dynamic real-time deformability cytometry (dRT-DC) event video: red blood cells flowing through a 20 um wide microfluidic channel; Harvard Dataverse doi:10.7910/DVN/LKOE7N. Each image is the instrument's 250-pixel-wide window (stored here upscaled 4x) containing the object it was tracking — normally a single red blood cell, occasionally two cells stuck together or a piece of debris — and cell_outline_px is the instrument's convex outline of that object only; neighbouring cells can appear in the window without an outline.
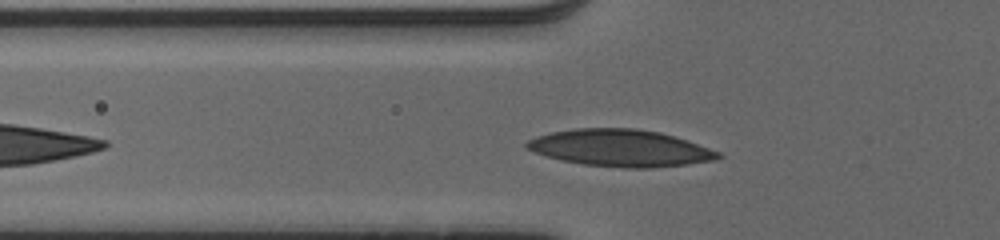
{"species": "human", "species_latin": "Homo sapiens", "temperature_condition": "cold", "stored_images_in_passage": 33, "camera_frame_rate_fps": 3000, "um_per_image_px": 0.085, "donor": {"sex": "male"}, "frame": {"image": 1, "passage_image": 6, "time_ms": 1.667, "image_size_px": [1000, 240], "cell_outline_px": [[724, 156], [716, 160], [688, 164], [652, 168], [624, 168], [584, 164], [560, 160], [524, 148], [524, 144], [528, 140], [536, 136], [552, 132], [576, 128], [636, 128], [660, 132], [676, 136], [720, 152]], "centroid_in_image_um": [52.75, 12.58], "position_along_channel_um": 73.0, "area_um2": 41.33}}
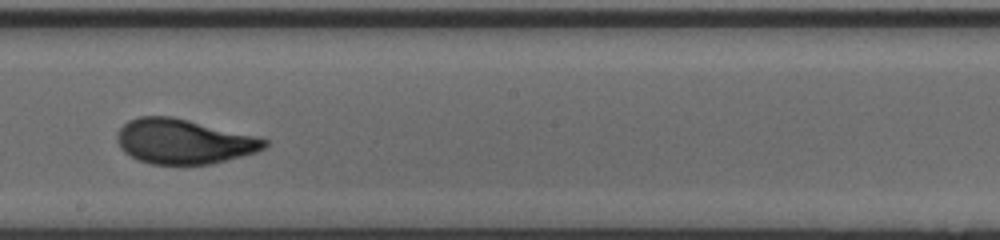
{"frame": {"image": 2, "passage_image": 18, "time_ms": 5.667, "image_size_px": [1000, 240], "cell_outline_px": [[268, 144], [264, 148], [256, 152], [212, 164], [152, 164], [140, 160], [124, 152], [120, 148], [116, 140], [116, 132], [128, 120], [140, 116], [172, 116], [256, 136], [268, 140]], "centroid_in_image_um": [15.59, 12.02], "position_along_channel_um": 232.6, "area_um2": 38.38}}
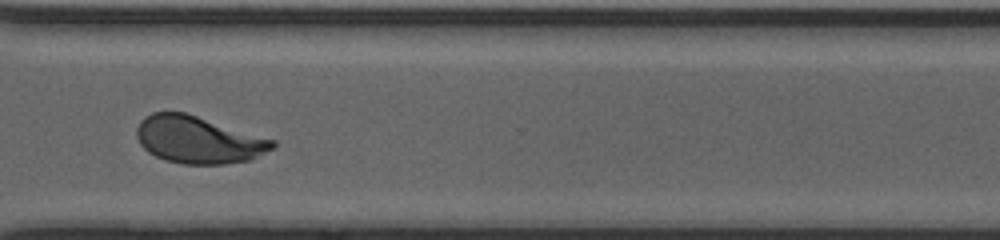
{"frame": {"image": 3, "passage_image": 27, "time_ms": 8.667, "image_size_px": [1000, 240], "cell_outline_px": [[276, 144], [272, 148], [252, 160], [224, 164], [184, 164], [164, 160], [148, 152], [140, 144], [136, 136], [136, 128], [140, 120], [144, 116], [152, 112], [184, 112], [276, 140]], "centroid_in_image_um": [16.84, 11.88], "position_along_channel_um": 353.8, "area_um2": 37.45}, "authors_computed_cell_mechanics": {"area_um2": 37.8012, "velocity_mm_per_s": 4.0164, "shape_relaxation_time_tau1_ms": 3.9364, "shape_relaxation_time_tau2_ms": 0.7965, "deformation_change_tau1": 0.1783, "deformation_change_tau2": 0.0609}}